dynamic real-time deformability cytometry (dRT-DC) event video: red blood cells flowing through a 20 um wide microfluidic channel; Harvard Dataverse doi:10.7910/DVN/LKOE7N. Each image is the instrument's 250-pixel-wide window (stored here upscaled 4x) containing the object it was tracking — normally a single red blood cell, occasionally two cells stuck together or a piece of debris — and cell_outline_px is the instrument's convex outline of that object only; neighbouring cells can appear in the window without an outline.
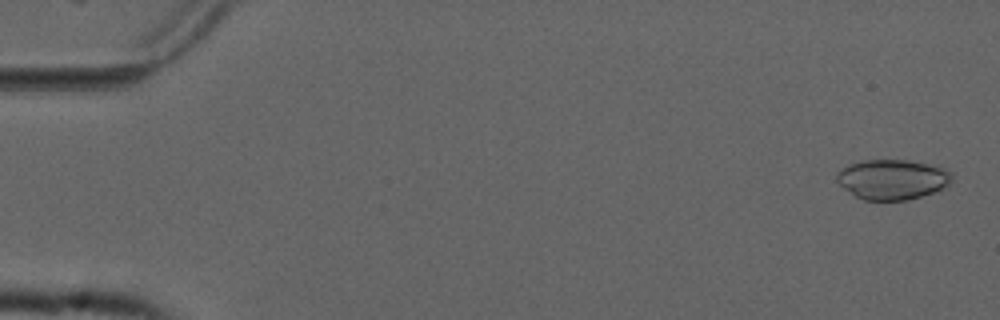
{"species": "common noctule bat (a hibernating species)", "species_latin": "Nyctalus noctula", "temperature_condition": "cold", "stored_images_in_passage": 54, "camera_frame_rate_fps": 3000, "um_per_image_px": 0.085, "animal": {"sex": "male", "forearm_length_mm": 52.5}, "frame": {"image": 1, "passage_image": 2, "time_ms": 0.333, "image_size_px": [1000, 320], "cell_outline_px": [[952, 180], [940, 192], [908, 200], [864, 200], [856, 196], [844, 188], [836, 180], [836, 172], [848, 164], [864, 160], [908, 160], [940, 164], [952, 172]], "centroid_in_image_um": [75.93, 15.24], "position_along_channel_um": 9.1, "area_um2": 27.57}}
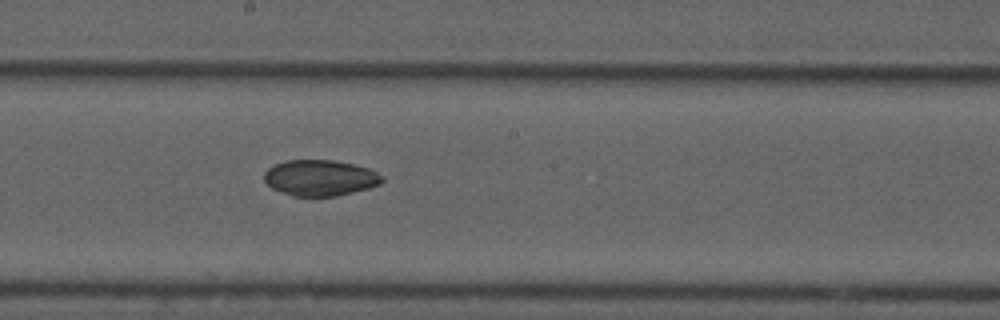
{"frame": {"image": 2, "passage_image": 30, "time_ms": 9.667, "image_size_px": [1000, 320], "cell_outline_px": [[384, 180], [380, 184], [368, 188], [336, 196], [292, 196], [272, 188], [264, 180], [264, 172], [268, 168], [276, 164], [288, 160], [332, 160], [352, 164], [368, 168], [384, 176]], "centroid_in_image_um": [27.21, 15.12], "position_along_channel_um": 221.0, "area_um2": 24.57}}
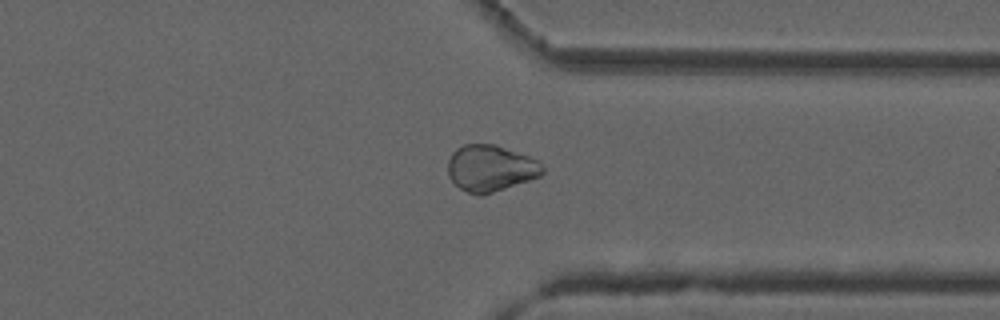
{"frame": {"image": 3, "passage_image": 42, "time_ms": 13.667, "image_size_px": [1000, 320], "cell_outline_px": [[544, 172], [540, 176], [492, 192], [468, 192], [460, 188], [448, 176], [448, 160], [452, 152], [456, 148], [464, 144], [492, 144], [528, 156], [536, 160], [544, 168]], "centroid_in_image_um": [41.67, 14.26], "position_along_channel_um": 369.7, "area_um2": 24.85}, "authors_computed_cell_mechanics": {"area_um2": 26.8192, "velocity_mm_per_s": 3.7403, "shape_relaxation_time_tau1_ms": null, "shape_relaxation_time_tau2_ms": 9.7042, "deformation_change_tau1": null, "deformation_change_tau2": 0.0667}}